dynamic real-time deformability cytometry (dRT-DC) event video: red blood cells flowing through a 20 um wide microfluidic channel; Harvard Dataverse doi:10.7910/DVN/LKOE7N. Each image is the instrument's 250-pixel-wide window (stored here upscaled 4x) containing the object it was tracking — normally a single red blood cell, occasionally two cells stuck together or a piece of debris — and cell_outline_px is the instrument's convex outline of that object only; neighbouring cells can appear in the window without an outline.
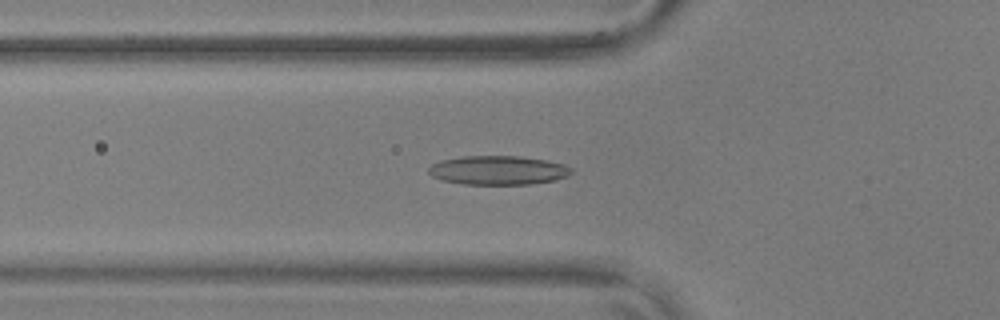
{"species": "common noctule bat (a hibernating species)", "species_latin": "Nyctalus noctula", "temperature_condition": "warm", "stored_images_in_passage": 51, "camera_frame_rate_fps": 3000, "um_per_image_px": 0.085, "animal": {"sex": "male", "body_mass_g": 17.9, "forearm_length_mm": 54.2}, "frame": {"image": 1, "passage_image": 15, "time_ms": 4.667, "image_size_px": [1000, 320], "cell_outline_px": [[572, 172], [568, 176], [552, 180], [532, 184], [464, 184], [444, 180], [432, 176], [428, 172], [428, 168], [432, 164], [440, 160], [460, 156], [520, 156], [548, 160], [564, 164], [572, 168]], "centroid_in_image_um": [42.34, 14.46], "position_along_channel_um": 83.5, "area_um2": 24.16}}
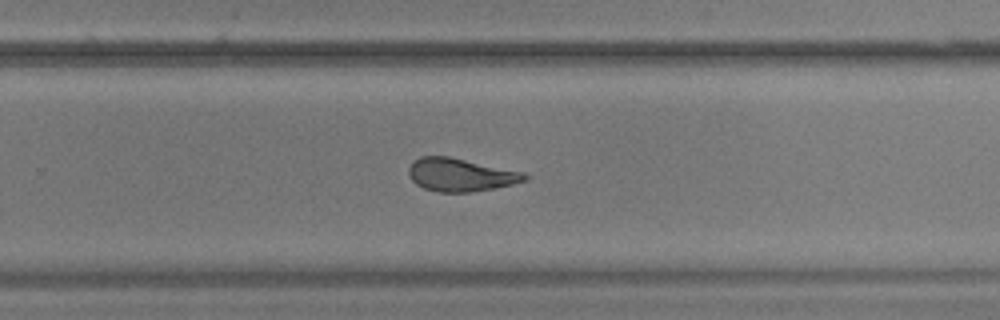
{"frame": {"image": 2, "passage_image": 32, "time_ms": 10.333, "image_size_px": [1000, 320], "cell_outline_px": [[528, 180], [512, 184], [492, 188], [468, 192], [440, 192], [424, 188], [416, 184], [412, 180], [408, 172], [408, 168], [420, 156], [448, 156], [524, 172], [528, 176]], "centroid_in_image_um": [39.15, 14.85], "position_along_channel_um": 290.7, "area_um2": 22.08}}
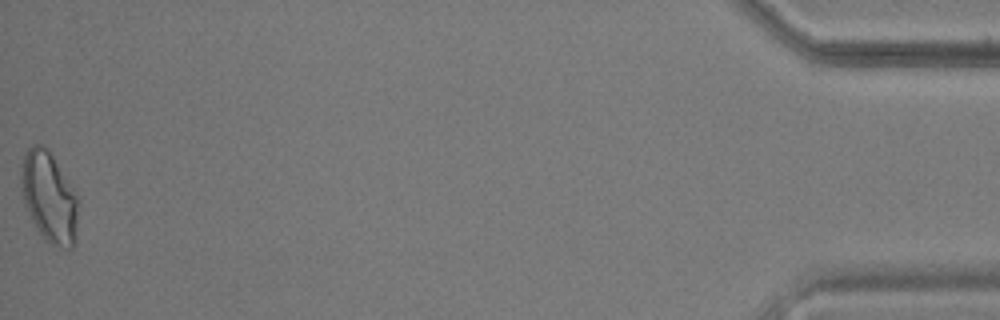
{"frame": {"image": 3, "passage_image": 51, "time_ms": 16.667, "image_size_px": [1000, 320], "cell_outline_px": [[80, 200], [72, 248], [68, 248], [52, 244], [44, 240], [24, 200], [20, 188], [20, 172], [24, 152], [32, 144], [40, 144], [52, 156], [76, 192]], "centroid_in_image_um": [4.17, 16.71], "position_along_channel_um": 431.0, "area_um2": 29.54}, "authors_computed_cell_mechanics": {"area_um2": 22.5998, "velocity_mm_per_s": 3.6474, "shape_relaxation_time_tau1_ms": 7.8752, "shape_relaxation_time_tau2_ms": 2.3826, "deformation_change_tau1": 0.1871, "deformation_change_tau2": 0.1146}}